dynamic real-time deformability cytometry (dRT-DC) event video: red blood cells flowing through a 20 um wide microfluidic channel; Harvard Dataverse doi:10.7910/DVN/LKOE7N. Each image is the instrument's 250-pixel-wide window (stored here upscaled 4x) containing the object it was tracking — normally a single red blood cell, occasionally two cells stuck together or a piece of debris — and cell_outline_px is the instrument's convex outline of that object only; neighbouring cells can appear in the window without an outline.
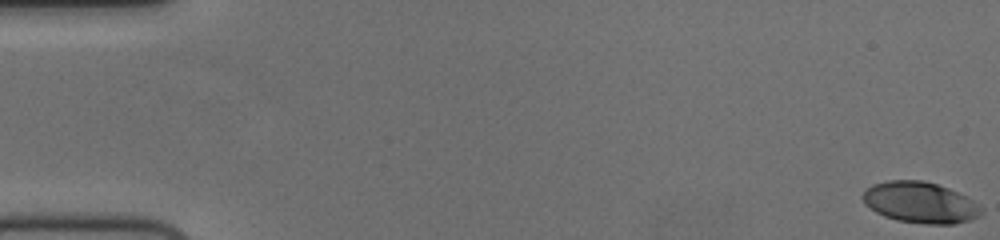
{"species": "human", "species_latin": "Homo sapiens", "temperature_condition": "cold", "stored_images_in_passage": 57, "camera_frame_rate_fps": 3000, "um_per_image_px": 0.085, "donor": {"sex": "female"}, "frame": {"image": 1, "passage_image": 1, "time_ms": 0.0, "image_size_px": [1000, 240], "cell_outline_px": [[984, 212], [980, 216], [972, 220], [952, 224], [924, 224], [896, 220], [884, 216], [876, 212], [864, 204], [860, 196], [864, 188], [872, 184], [888, 180], [924, 180], [948, 188], [980, 204], [984, 208]], "centroid_in_image_um": [78.2, 17.21], "position_along_channel_um": 6.8, "area_um2": 28.84}}
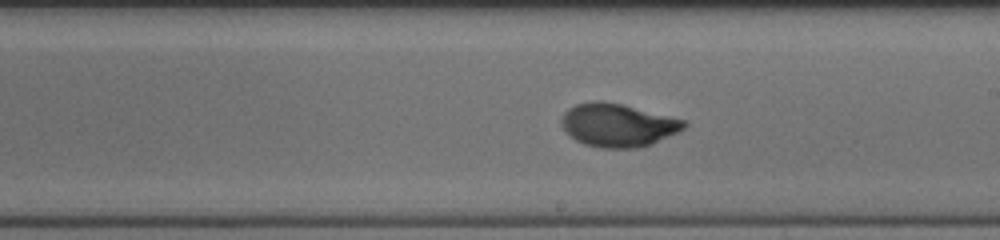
{"frame": {"image": 2, "passage_image": 33, "time_ms": 10.667, "image_size_px": [1000, 240], "cell_outline_px": [[688, 124], [684, 128], [652, 144], [640, 148], [600, 148], [584, 144], [576, 140], [564, 128], [560, 120], [564, 112], [568, 108], [576, 104], [592, 100], [600, 100], [620, 104], [684, 120]], "centroid_in_image_um": [52.48, 10.64], "position_along_channel_um": 236.5, "area_um2": 30.52}}
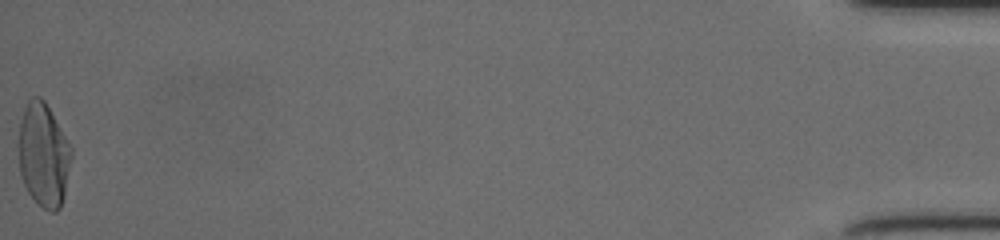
{"frame": {"image": 3, "passage_image": 57, "time_ms": 18.667, "image_size_px": [1000, 240], "cell_outline_px": [[72, 156], [64, 196], [60, 208], [56, 212], [48, 212], [28, 192], [24, 184], [20, 172], [16, 144], [20, 124], [24, 108], [28, 100], [32, 96], [40, 96], [44, 100], [68, 140], [72, 148]], "centroid_in_image_um": [3.68, 13.15], "position_along_channel_um": 431.5, "area_um2": 32.25}, "authors_computed_cell_mechanics": {"area_um2": 29.8826, "velocity_mm_per_s": 3.7189, "shape_relaxation_time_tau1_ms": 4.1391, "shape_relaxation_time_tau2_ms": null, "deformation_change_tau1": 0.214, "deformation_change_tau2": null}}